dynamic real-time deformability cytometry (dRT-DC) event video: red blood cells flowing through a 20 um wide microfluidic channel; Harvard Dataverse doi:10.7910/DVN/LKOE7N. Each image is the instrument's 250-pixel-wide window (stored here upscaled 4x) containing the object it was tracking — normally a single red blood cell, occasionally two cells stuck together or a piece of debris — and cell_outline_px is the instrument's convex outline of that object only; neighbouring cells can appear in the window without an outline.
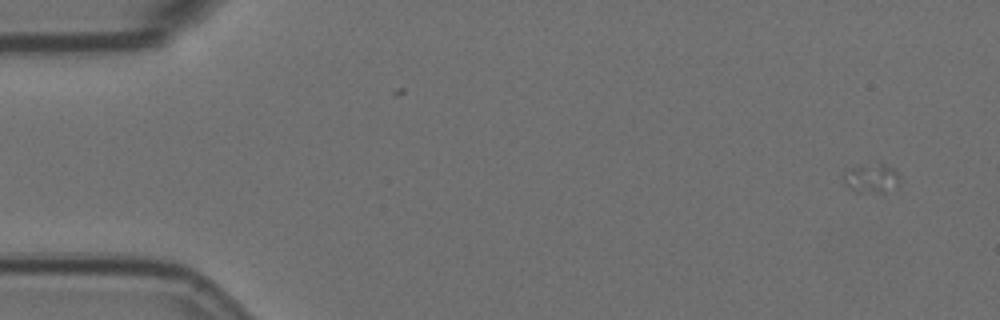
{"species": "Egyptian fruit bat (a non-hibernating species)", "species_latin": "Rousettus aegyptiacus", "temperature_condition": "room temperature", "stored_images_in_passage": 3, "camera_frame_rate_fps": 3000, "um_per_image_px": 0.085, "animal": {"sex": "female"}, "frame": {"image": 1, "passage_image": 1, "time_ms": 0.0, "image_size_px": [1000, 320], "cell_outline_px": [[900, 180], [896, 188], [884, 196], [856, 192], [848, 188], [844, 184], [844, 176], [852, 168], [864, 164], [880, 160], [896, 168]], "centroid_in_image_um": [74.18, 15.18], "position_along_channel_um": 10.8, "area_um2": 10.52}}